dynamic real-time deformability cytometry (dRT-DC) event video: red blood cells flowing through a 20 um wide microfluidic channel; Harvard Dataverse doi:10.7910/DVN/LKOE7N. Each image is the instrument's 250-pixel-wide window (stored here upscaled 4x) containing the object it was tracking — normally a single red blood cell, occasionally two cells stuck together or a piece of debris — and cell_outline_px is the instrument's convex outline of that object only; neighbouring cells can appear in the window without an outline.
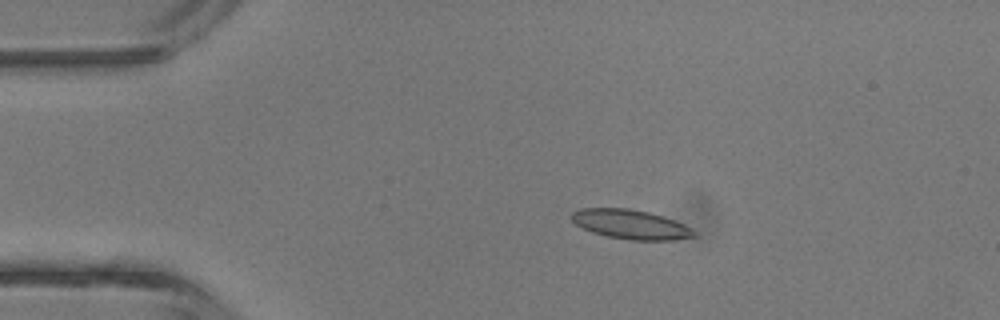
{"species": "common noctule bat (a hibernating species)", "species_latin": "Nyctalus noctula", "temperature_condition": "room temperature", "stored_images_in_passage": 5, "camera_frame_rate_fps": 3000, "um_per_image_px": 0.085, "animal": {"sex": "male", "body_mass_g": 13.3}, "frame": {"image": 1, "passage_image": 3, "time_ms": 2.333, "image_size_px": [1000, 320], "cell_outline_px": [[696, 236], [676, 240], [632, 240], [608, 236], [592, 232], [576, 224], [572, 220], [572, 212], [580, 208], [628, 208], [648, 212], [684, 224], [692, 228], [696, 232]], "centroid_in_image_um": [53.62, 19.07], "position_along_channel_um": 31.4, "area_um2": 20.75}}